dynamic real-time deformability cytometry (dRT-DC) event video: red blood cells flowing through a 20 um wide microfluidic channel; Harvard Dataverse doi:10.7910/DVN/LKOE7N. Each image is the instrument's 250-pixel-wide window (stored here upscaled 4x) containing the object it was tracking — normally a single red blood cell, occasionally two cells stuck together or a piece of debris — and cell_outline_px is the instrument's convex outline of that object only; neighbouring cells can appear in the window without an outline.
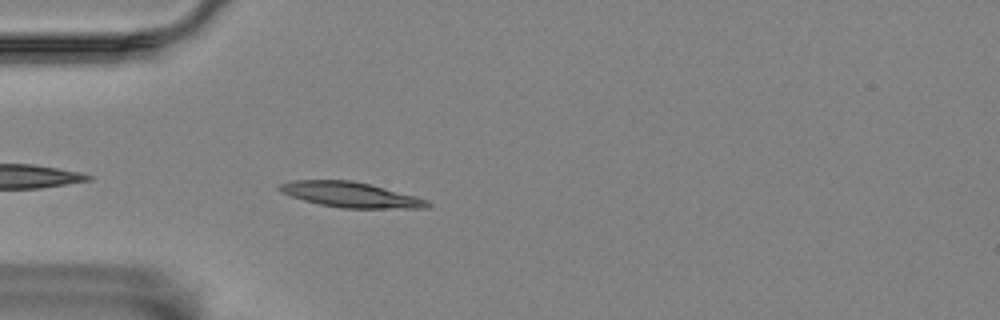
{"species": "Egyptian fruit bat (a non-hibernating species)", "species_latin": "Rousettus aegyptiacus", "temperature_condition": "room temperature", "stored_images_in_passage": 26, "camera_frame_rate_fps": 3000, "um_per_image_px": 0.085, "animal": {"sex": "female"}, "frame": {"image": 1, "passage_image": 3, "time_ms": 0.667, "image_size_px": [1000, 320], "cell_outline_px": [[432, 204], [428, 208], [340, 208], [320, 204], [304, 200], [292, 196], [276, 188], [280, 184], [292, 180], [352, 180], [416, 196], [428, 200]], "centroid_in_image_um": [29.83, 16.55], "position_along_channel_um": 55.2, "area_um2": 21.56}}
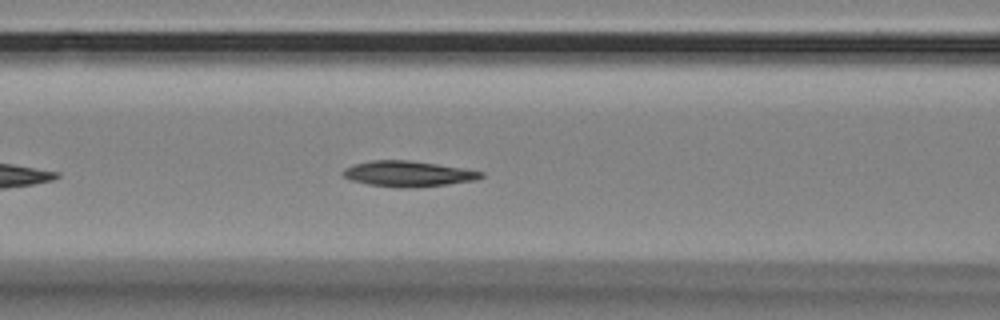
{"frame": {"image": 2, "passage_image": 10, "time_ms": 3.0, "image_size_px": [1000, 320], "cell_outline_px": [[484, 176], [476, 180], [448, 184], [412, 188], [400, 188], [368, 184], [352, 180], [344, 176], [340, 172], [344, 168], [352, 164], [372, 160], [408, 160], [464, 168], [484, 172]], "centroid_in_image_um": [34.68, 14.77], "position_along_channel_um": 131.9, "area_um2": 20.69}}
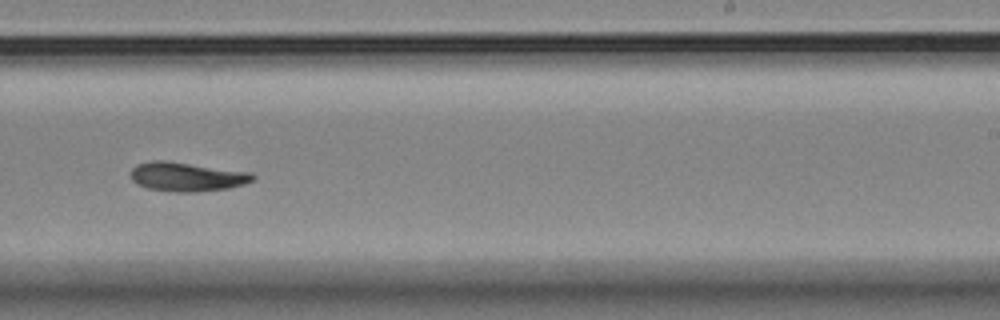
{"frame": {"image": 3, "passage_image": 22, "time_ms": 7.0, "image_size_px": [1000, 320], "cell_outline_px": [[256, 176], [252, 180], [244, 184], [228, 188], [196, 192], [176, 192], [148, 188], [136, 184], [132, 180], [132, 168], [136, 164], [152, 160], [164, 160], [252, 172]], "centroid_in_image_um": [15.88, 15.02], "position_along_channel_um": 273.1, "area_um2": 20.69}}